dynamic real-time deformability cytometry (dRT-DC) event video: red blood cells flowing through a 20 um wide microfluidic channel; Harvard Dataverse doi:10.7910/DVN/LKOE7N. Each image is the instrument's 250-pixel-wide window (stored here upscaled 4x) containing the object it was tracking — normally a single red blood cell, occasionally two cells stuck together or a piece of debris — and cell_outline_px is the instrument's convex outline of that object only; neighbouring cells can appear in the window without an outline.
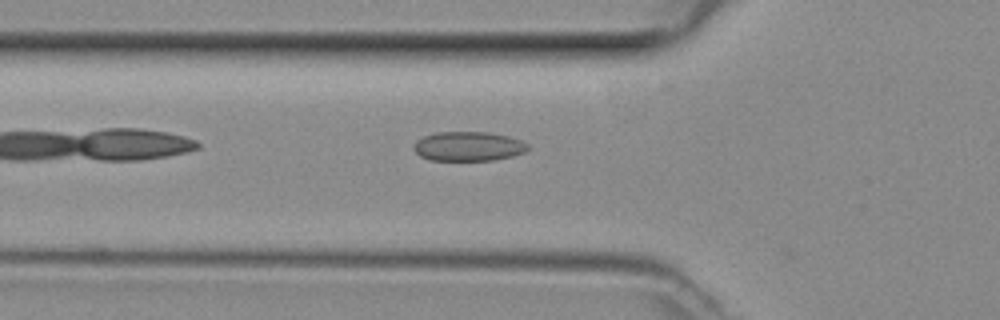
{"species": "common noctule bat (a hibernating species)", "species_latin": "Nyctalus noctula", "temperature_condition": "room temperature", "stored_images_in_passage": 34, "camera_frame_rate_fps": 3000, "um_per_image_px": 0.085, "animal": {"sex": "female", "body_mass_g": 29.2, "forearm_length_mm": 56.3}, "frame": {"image": 1, "passage_image": 2, "time_ms": 0.333, "image_size_px": [1000, 320], "cell_outline_px": [[528, 148], [524, 152], [512, 156], [496, 160], [428, 160], [420, 156], [412, 148], [412, 144], [416, 140], [424, 136], [436, 132], [488, 132], [508, 136], [520, 140], [528, 144]], "centroid_in_image_um": [39.77, 12.44], "position_along_channel_um": 86.0, "area_um2": 19.65}}
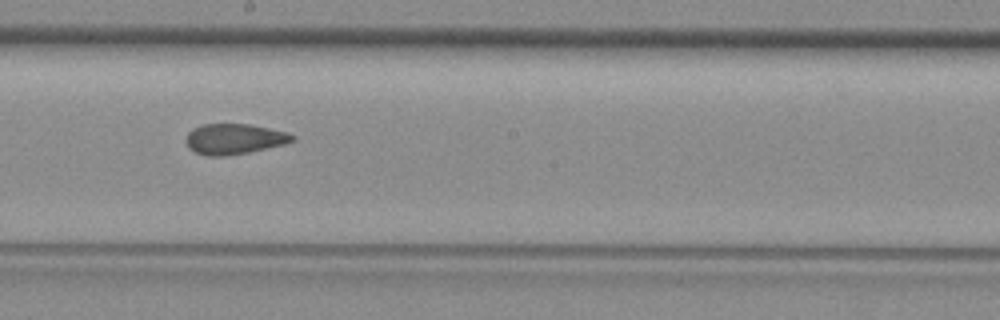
{"frame": {"image": 2, "passage_image": 12, "time_ms": 3.667, "image_size_px": [1000, 320], "cell_outline_px": [[296, 136], [292, 140], [284, 144], [248, 152], [224, 156], [204, 156], [188, 148], [184, 140], [188, 132], [192, 128], [204, 124], [248, 124], [268, 128], [284, 132]], "centroid_in_image_um": [19.82, 11.81], "position_along_channel_um": 228.4, "area_um2": 18.79}}
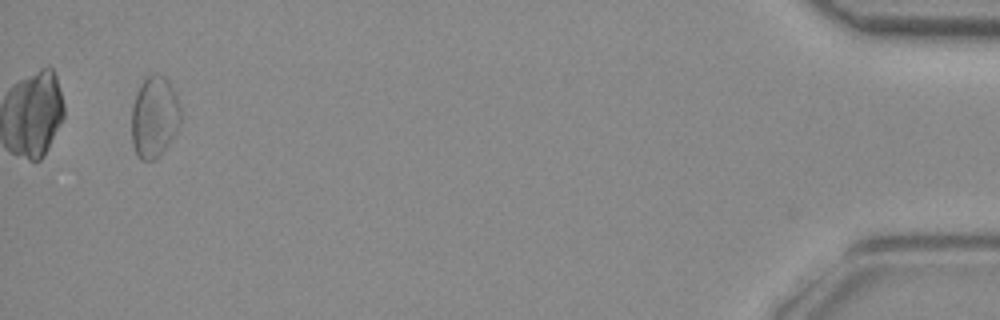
{"frame": {"image": 3, "passage_image": 32, "time_ms": 10.333, "image_size_px": [1000, 320], "cell_outline_px": [[180, 124], [168, 144], [152, 160], [140, 160], [136, 156], [132, 144], [132, 108], [136, 92], [140, 84], [148, 76], [164, 76], [168, 80], [176, 96], [180, 108]], "centroid_in_image_um": [13.09, 9.95], "position_along_channel_um": 422.1, "area_um2": 22.83}}